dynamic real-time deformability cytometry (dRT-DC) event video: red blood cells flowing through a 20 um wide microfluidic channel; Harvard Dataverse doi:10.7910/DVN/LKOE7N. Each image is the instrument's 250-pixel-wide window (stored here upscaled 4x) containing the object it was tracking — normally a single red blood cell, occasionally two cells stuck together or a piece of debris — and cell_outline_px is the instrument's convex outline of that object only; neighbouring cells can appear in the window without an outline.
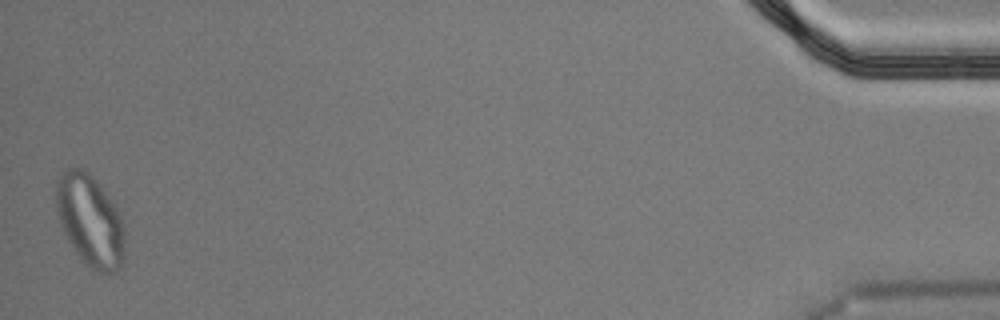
{"species": "Egyptian fruit bat (a non-hibernating species)", "species_latin": "Rousettus aegyptiacus", "temperature_condition": "cold", "stored_images_in_passage": 55, "segment_of_instrument_passage": [2, 2], "camera_frame_rate_fps": 3000, "um_per_image_px": 0.085, "animal": {"sex": "male"}, "frame": {"image": 1, "passage_image": 55, "time_ms": 18.0, "image_size_px": [1000, 320], "cell_outline_px": [[124, 260], [120, 268], [116, 272], [104, 276], [92, 268], [76, 252], [68, 240], [64, 232], [56, 212], [56, 180], [64, 168], [84, 168], [100, 184], [112, 200], [120, 212], [124, 224]], "centroid_in_image_um": [7.68, 18.74], "position_along_channel_um": 427.5, "area_um2": 37.17}}